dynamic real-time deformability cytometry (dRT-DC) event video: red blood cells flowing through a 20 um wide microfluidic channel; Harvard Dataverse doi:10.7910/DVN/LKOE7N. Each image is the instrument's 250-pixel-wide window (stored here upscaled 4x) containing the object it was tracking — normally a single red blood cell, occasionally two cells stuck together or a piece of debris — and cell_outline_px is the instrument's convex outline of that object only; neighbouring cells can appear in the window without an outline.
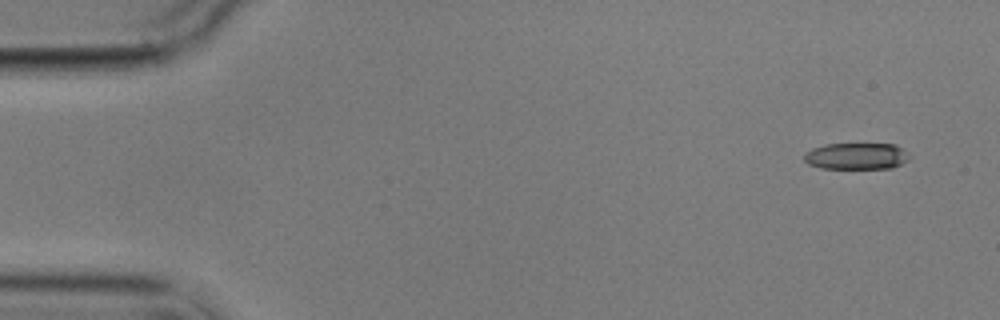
{"species": "common noctule bat (a hibernating species)", "species_latin": "Nyctalus noctula", "temperature_condition": "cold", "stored_images_in_passage": 5, "camera_frame_rate_fps": 3000, "um_per_image_px": 0.085, "animal": {"sex": "male", "body_mass_g": 17.9}, "frame": {"image": 1, "passage_image": 1, "time_ms": 0.0, "image_size_px": [1000, 320], "cell_outline_px": [[912, 156], [908, 160], [892, 168], [820, 168], [808, 164], [804, 160], [804, 156], [812, 148], [824, 144], [896, 144], [908, 152]], "centroid_in_image_um": [72.83, 13.26], "position_along_channel_um": 12.2, "area_um2": 16.36}}